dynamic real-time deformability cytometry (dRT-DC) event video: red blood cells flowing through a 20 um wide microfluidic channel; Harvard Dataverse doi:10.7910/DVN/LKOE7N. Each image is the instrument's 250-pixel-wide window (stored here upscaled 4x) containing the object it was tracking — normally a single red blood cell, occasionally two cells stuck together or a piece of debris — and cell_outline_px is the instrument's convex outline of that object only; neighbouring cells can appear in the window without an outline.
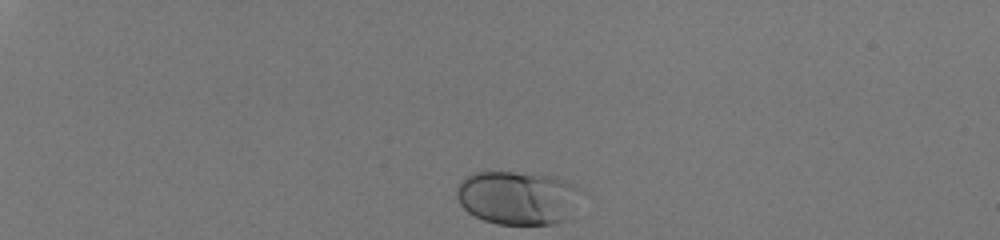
{"species": "human", "species_latin": "Homo sapiens", "temperature_condition": "room temperature", "stored_images_in_passage": 10, "camera_frame_rate_fps": 3000, "um_per_image_px": 0.085, "donor": {"sex": "male"}, "frame": {"image": 1, "passage_image": 1, "time_ms": 0.0, "image_size_px": [1000, 240], "cell_outline_px": [[576, 188], [564, 220], [556, 224], [496, 224], [484, 220], [468, 212], [460, 204], [456, 196], [456, 188], [472, 172], [512, 172], [552, 176], [564, 180]], "centroid_in_image_um": [43.83, 16.8], "position_along_channel_um": 41.2, "area_um2": 37.45}}